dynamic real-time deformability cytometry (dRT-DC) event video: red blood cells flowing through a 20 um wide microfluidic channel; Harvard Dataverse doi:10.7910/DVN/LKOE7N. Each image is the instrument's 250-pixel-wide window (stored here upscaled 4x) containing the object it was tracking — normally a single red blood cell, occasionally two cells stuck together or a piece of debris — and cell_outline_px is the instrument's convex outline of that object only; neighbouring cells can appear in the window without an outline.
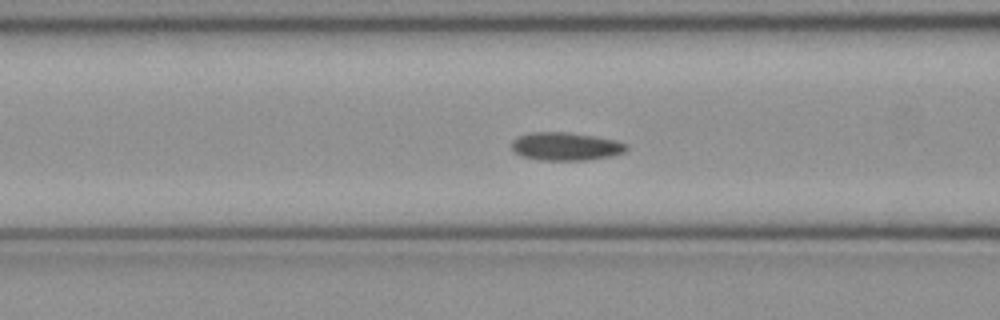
{"species": "common noctule bat (a hibernating species)", "species_latin": "Nyctalus noctula", "temperature_condition": "cold", "stored_images_in_passage": 53, "camera_frame_rate_fps": 3000, "um_per_image_px": 0.085, "animal": {"sex": "female", "body_mass_g": 21.9}, "frame": {"image": 1, "passage_image": 21, "time_ms": 6.667, "image_size_px": [1000, 320], "cell_outline_px": [[628, 148], [624, 152], [612, 156], [588, 160], [540, 160], [520, 156], [512, 152], [512, 140], [516, 136], [532, 132], [568, 132], [596, 136], [616, 140], [628, 144]], "centroid_in_image_um": [48.07, 12.44], "position_along_channel_um": 118.5, "area_um2": 19.13}}
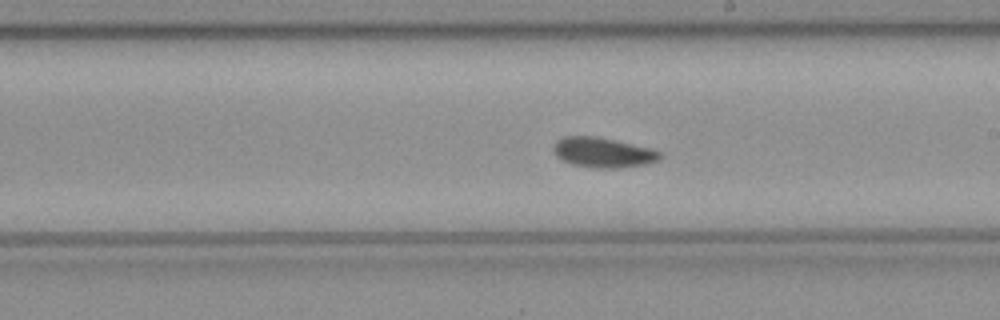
{"frame": {"image": 2, "passage_image": 30, "time_ms": 9.667, "image_size_px": [1000, 320], "cell_outline_px": [[660, 156], [656, 160], [648, 164], [620, 168], [596, 168], [572, 164], [560, 160], [552, 152], [552, 144], [556, 140], [564, 136], [596, 136], [652, 148], [660, 152]], "centroid_in_image_um": [51.19, 12.96], "position_along_channel_um": 237.8, "area_um2": 18.84}}
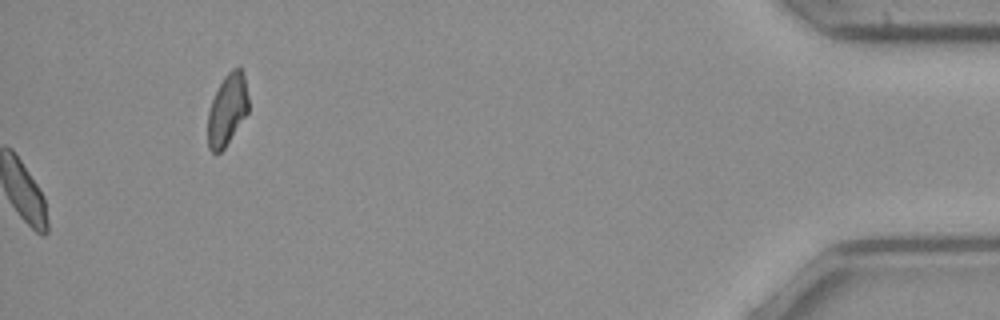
{"frame": {"image": 3, "passage_image": 53, "time_ms": 17.333, "image_size_px": [1000, 320], "cell_outline_px": [[248, 112], [224, 148], [220, 152], [212, 152], [208, 148], [208, 112], [212, 100], [224, 76], [232, 68], [240, 68], [244, 76], [248, 96]], "centroid_in_image_um": [19.31, 9.33], "position_along_channel_um": 415.9, "area_um2": 16.65}, "authors_computed_cell_mechanics": {"area_um2": 18.1492, "velocity_mm_per_s": 3.9659, "shape_relaxation_time_tau1_ms": null, "shape_relaxation_time_tau2_ms": 7.1515, "deformation_change_tau1": null, "deformation_change_tau2": 0.1047}}